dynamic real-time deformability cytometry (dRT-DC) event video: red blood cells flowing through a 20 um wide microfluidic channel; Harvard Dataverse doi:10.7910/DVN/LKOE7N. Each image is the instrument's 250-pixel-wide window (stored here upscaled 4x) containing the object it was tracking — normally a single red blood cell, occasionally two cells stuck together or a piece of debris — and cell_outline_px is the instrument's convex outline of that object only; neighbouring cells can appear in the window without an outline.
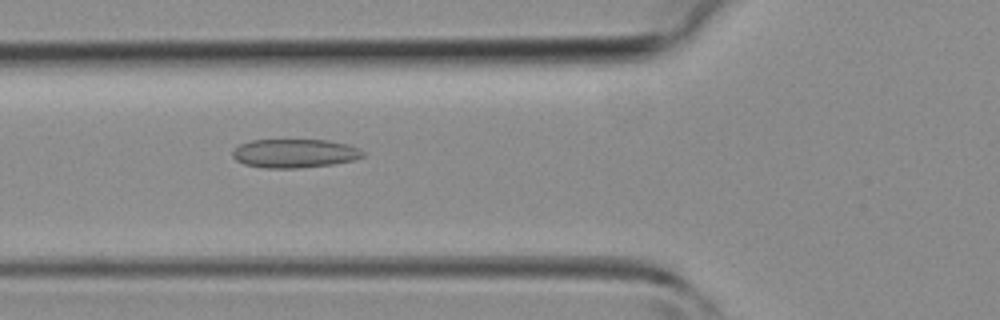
{"species": "common noctule bat (a hibernating species)", "species_latin": "Nyctalus noctula", "temperature_condition": "room temperature", "stored_images_in_passage": 28, "camera_frame_rate_fps": 3000, "um_per_image_px": 0.085, "animal": {"sex": "female", "body_mass_g": 19.3, "forearm_length_mm": 54.1}, "frame": {"image": 1, "passage_image": 5, "time_ms": 1.333, "image_size_px": [1000, 320], "cell_outline_px": [[364, 156], [352, 160], [332, 164], [300, 168], [264, 168], [244, 164], [236, 160], [232, 156], [232, 152], [240, 144], [252, 140], [328, 140], [348, 144], [360, 148], [364, 152]], "centroid_in_image_um": [25.05, 13.03], "position_along_channel_um": 100.8, "area_um2": 21.85}}
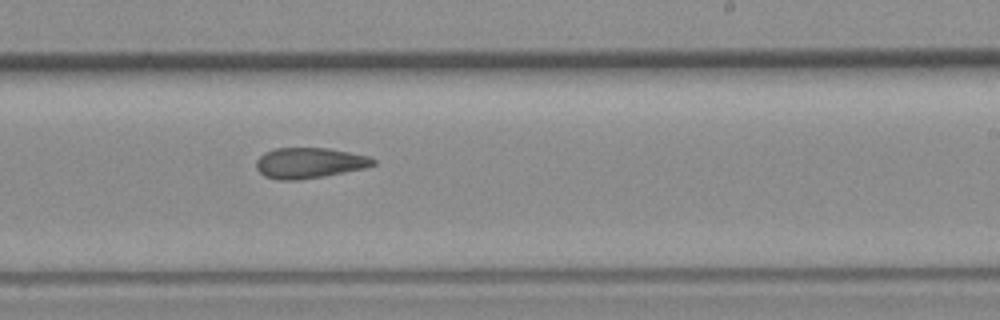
{"frame": {"image": 2, "passage_image": 15, "time_ms": 4.667, "image_size_px": [1000, 320], "cell_outline_px": [[376, 164], [364, 168], [324, 176], [296, 180], [280, 180], [264, 176], [256, 168], [256, 160], [264, 152], [276, 148], [328, 148], [368, 156], [376, 160]], "centroid_in_image_um": [26.27, 13.85], "position_along_channel_um": 262.7, "area_um2": 20.75}}
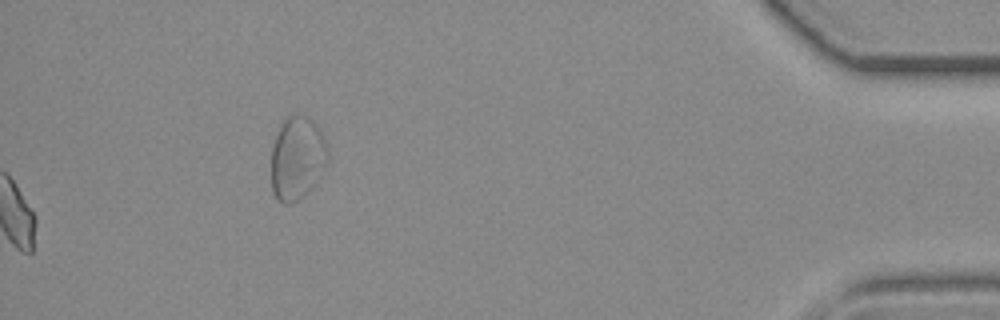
{"frame": {"image": 3, "passage_image": 28, "time_ms": 9.0, "image_size_px": [1000, 320], "cell_outline_px": [[328, 160], [320, 176], [292, 204], [284, 204], [276, 200], [272, 192], [272, 148], [280, 124], [288, 116], [296, 112], [308, 116], [316, 124], [324, 136], [328, 148]], "centroid_in_image_um": [25.25, 13.39], "position_along_channel_um": 409.9, "area_um2": 27.46}}